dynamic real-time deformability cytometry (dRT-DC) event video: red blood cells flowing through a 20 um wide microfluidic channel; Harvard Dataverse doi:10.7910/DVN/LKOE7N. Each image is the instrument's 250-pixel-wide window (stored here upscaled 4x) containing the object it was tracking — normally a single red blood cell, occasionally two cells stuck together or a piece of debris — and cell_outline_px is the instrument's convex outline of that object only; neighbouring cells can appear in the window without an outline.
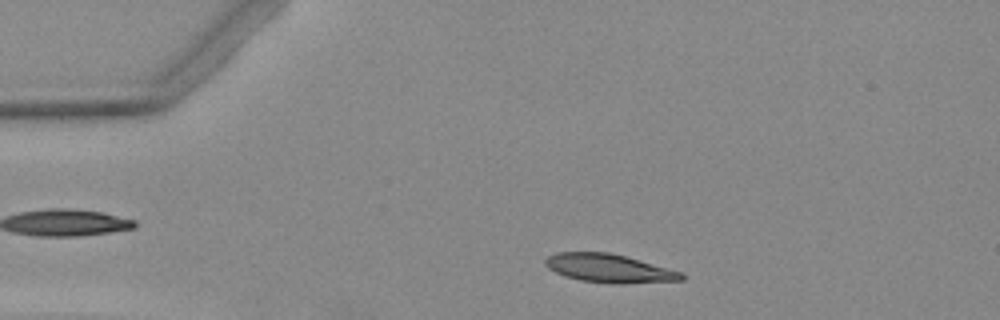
{"species": "Egyptian fruit bat (a non-hibernating species)", "species_latin": "Rousettus aegyptiacus", "temperature_condition": "warm", "stored_images_in_passage": 4, "camera_frame_rate_fps": 3000, "um_per_image_px": 0.085, "animal": {"sex": "female"}, "frame": {"image": 1, "passage_image": 1, "time_ms": 0.0, "image_size_px": [1000, 320], "cell_outline_px": [[684, 280], [620, 284], [580, 280], [556, 272], [548, 268], [544, 264], [544, 260], [548, 256], [556, 252], [608, 252], [624, 256], [684, 272]], "centroid_in_image_um": [51.79, 22.8], "position_along_channel_um": 33.2, "area_um2": 22.43}}
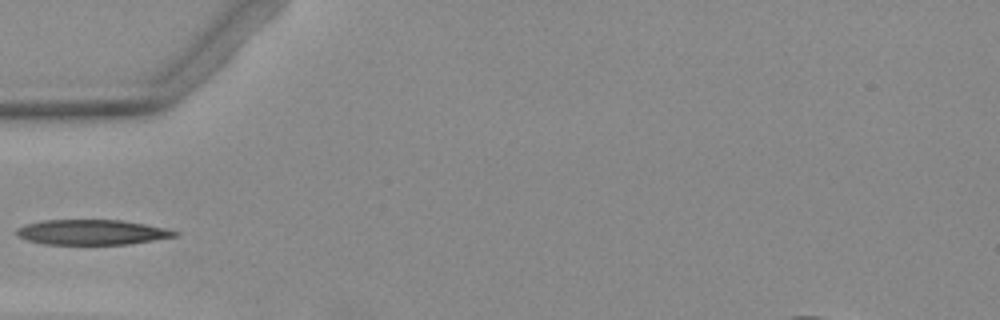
{"frame": {"image": 2, "passage_image": 3, "time_ms": 2.333, "image_size_px": [1000, 320], "cell_outline_px": [[180, 232], [176, 236], [128, 244], [44, 244], [28, 240], [16, 236], [16, 228], [24, 224], [44, 220], [120, 220], [144, 224], [164, 228]], "centroid_in_image_um": [7.75, 19.73], "position_along_channel_um": 77.2, "area_um2": 23.0}}
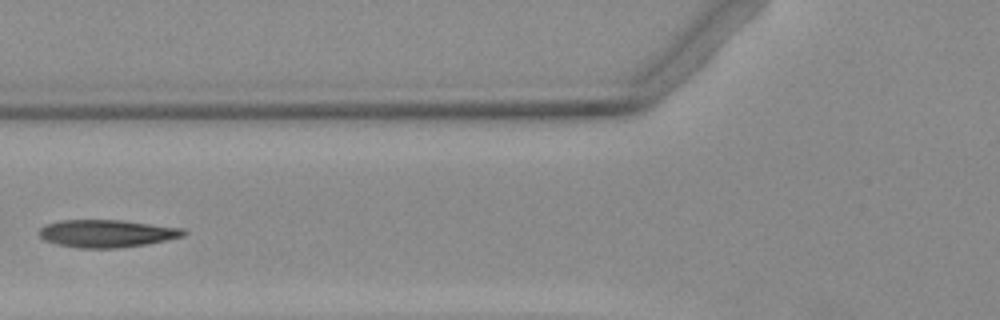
{"frame": {"image": 3, "passage_image": 4, "time_ms": 3.333, "image_size_px": [1000, 320], "cell_outline_px": [[188, 232], [184, 236], [148, 244], [120, 248], [76, 248], [56, 244], [44, 240], [36, 232], [40, 228], [48, 224], [60, 220], [120, 220], [184, 228]], "centroid_in_image_um": [9.08, 19.85], "position_along_channel_um": 116.7, "area_um2": 23.41}}